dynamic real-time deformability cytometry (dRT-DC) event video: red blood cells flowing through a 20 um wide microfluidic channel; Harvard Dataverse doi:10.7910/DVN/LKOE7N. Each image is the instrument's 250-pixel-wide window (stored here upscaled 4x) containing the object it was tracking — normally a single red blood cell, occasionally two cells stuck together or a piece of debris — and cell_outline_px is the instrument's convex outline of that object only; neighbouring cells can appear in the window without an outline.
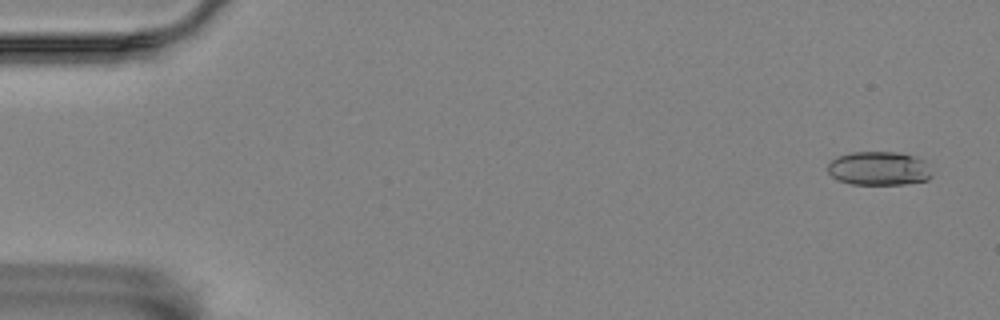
{"species": "Egyptian fruit bat (a non-hibernating species)", "species_latin": "Rousettus aegyptiacus", "temperature_condition": "room temperature", "stored_images_in_passage": 5, "camera_frame_rate_fps": 3000, "um_per_image_px": 0.085, "animal": {"sex": "female"}, "frame": {"image": 1, "passage_image": 1, "time_ms": 0.0, "image_size_px": [1000, 320], "cell_outline_px": [[932, 176], [928, 180], [904, 184], [852, 184], [840, 180], [832, 176], [828, 172], [828, 164], [832, 160], [840, 156], [852, 152], [896, 152], [912, 156], [924, 160], [932, 172]], "centroid_in_image_um": [74.73, 14.32], "position_along_channel_um": 10.3, "area_um2": 20.35}}
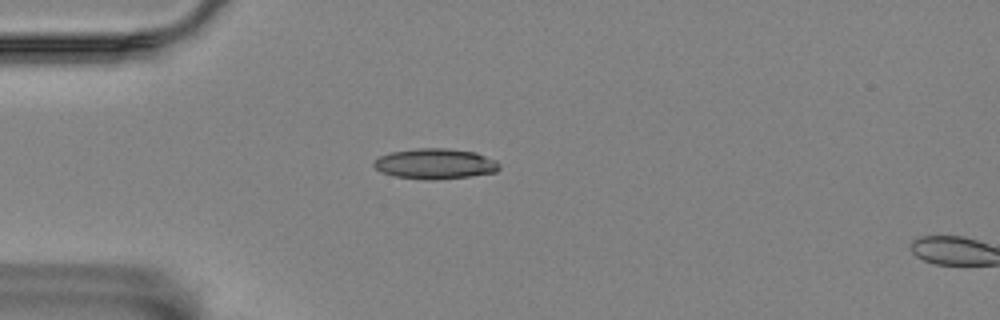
{"frame": {"image": 2, "passage_image": 4, "time_ms": 4.333, "image_size_px": [1000, 320], "cell_outline_px": [[500, 168], [496, 172], [468, 176], [432, 180], [424, 180], [392, 176], [380, 172], [372, 164], [380, 156], [392, 152], [416, 148], [448, 148], [476, 152], [496, 160], [500, 164]], "centroid_in_image_um": [36.99, 13.92], "position_along_channel_um": 48.0, "area_um2": 22.37}}